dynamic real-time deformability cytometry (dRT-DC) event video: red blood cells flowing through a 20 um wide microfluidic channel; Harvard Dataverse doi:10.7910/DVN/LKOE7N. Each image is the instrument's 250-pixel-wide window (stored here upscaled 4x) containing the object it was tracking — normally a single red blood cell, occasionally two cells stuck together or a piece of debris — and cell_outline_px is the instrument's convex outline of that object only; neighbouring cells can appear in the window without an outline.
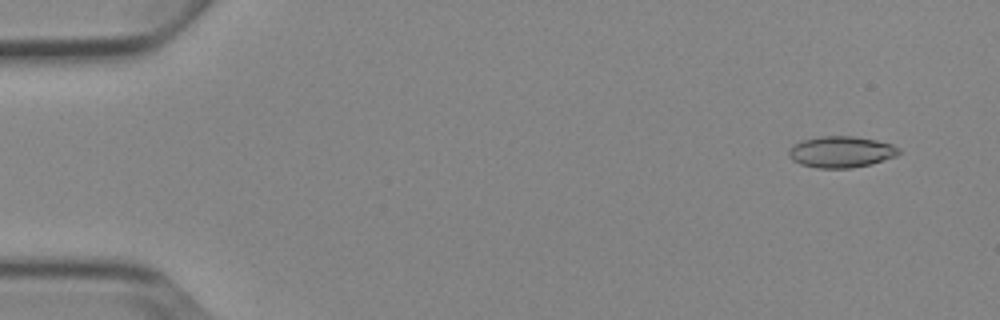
{"species": "Egyptian fruit bat (a non-hibernating species)", "species_latin": "Rousettus aegyptiacus", "temperature_condition": "cold", "stored_images_in_passage": 6, "camera_frame_rate_fps": 3000, "um_per_image_px": 0.085, "animal": {"sex": "female"}, "frame": {"image": 1, "passage_image": 2, "time_ms": 1.0, "image_size_px": [1000, 320], "cell_outline_px": [[900, 152], [896, 156], [872, 164], [852, 168], [816, 168], [800, 164], [792, 160], [788, 156], [788, 152], [796, 144], [804, 140], [820, 136], [852, 136], [876, 140], [892, 144], [900, 148]], "centroid_in_image_um": [71.52, 12.92], "position_along_channel_um": 13.5, "area_um2": 20.06}}
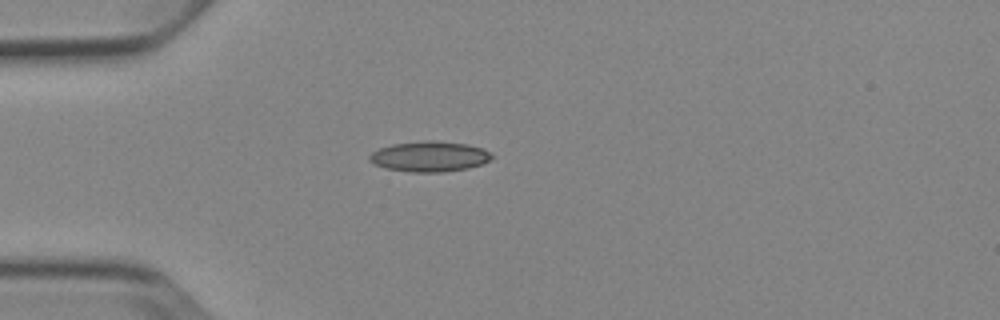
{"frame": {"image": 2, "passage_image": 5, "time_ms": 4.667, "image_size_px": [1000, 320], "cell_outline_px": [[496, 156], [492, 160], [484, 164], [468, 168], [440, 172], [412, 172], [384, 168], [368, 160], [368, 156], [372, 152], [380, 148], [392, 144], [424, 140], [432, 140], [468, 144], [484, 148]], "centroid_in_image_um": [36.56, 13.29], "position_along_channel_um": 48.4, "area_um2": 21.96}}